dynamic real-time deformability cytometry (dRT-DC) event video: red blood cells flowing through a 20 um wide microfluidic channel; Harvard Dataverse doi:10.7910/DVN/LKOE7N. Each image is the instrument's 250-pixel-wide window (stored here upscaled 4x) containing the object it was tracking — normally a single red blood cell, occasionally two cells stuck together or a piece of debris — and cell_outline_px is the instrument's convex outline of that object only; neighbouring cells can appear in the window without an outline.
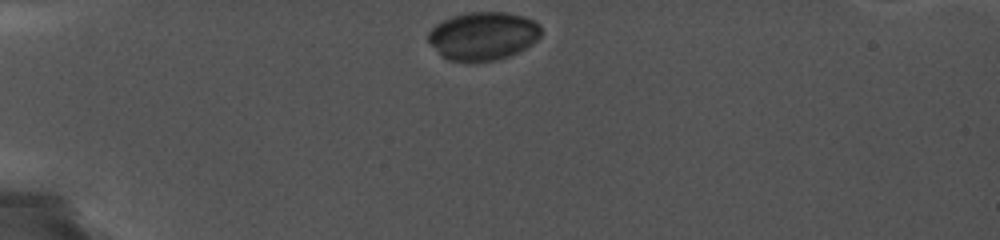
{"species": "common noctule bat (a hibernating species)", "species_latin": "Nyctalus noctula", "temperature_condition": "cold", "stored_images_in_passage": 3, "camera_frame_rate_fps": 5000, "um_per_image_px": 0.085, "animal": {"sex": "female", "body_mass_g": 19.0, "forearm_length_mm": 56.7}, "frame": {"image": 1, "passage_image": 2, "time_ms": 0.2, "image_size_px": [1000, 240], "cell_outline_px": [[540, 36], [536, 40], [524, 48], [516, 52], [492, 60], [448, 60], [440, 56], [428, 40], [428, 32], [436, 24], [444, 20], [456, 16], [472, 12], [500, 12], [520, 16], [532, 20], [540, 28]], "centroid_in_image_um": [41.01, 3.05], "position_along_channel_um": 44.0, "area_um2": 30.63}}